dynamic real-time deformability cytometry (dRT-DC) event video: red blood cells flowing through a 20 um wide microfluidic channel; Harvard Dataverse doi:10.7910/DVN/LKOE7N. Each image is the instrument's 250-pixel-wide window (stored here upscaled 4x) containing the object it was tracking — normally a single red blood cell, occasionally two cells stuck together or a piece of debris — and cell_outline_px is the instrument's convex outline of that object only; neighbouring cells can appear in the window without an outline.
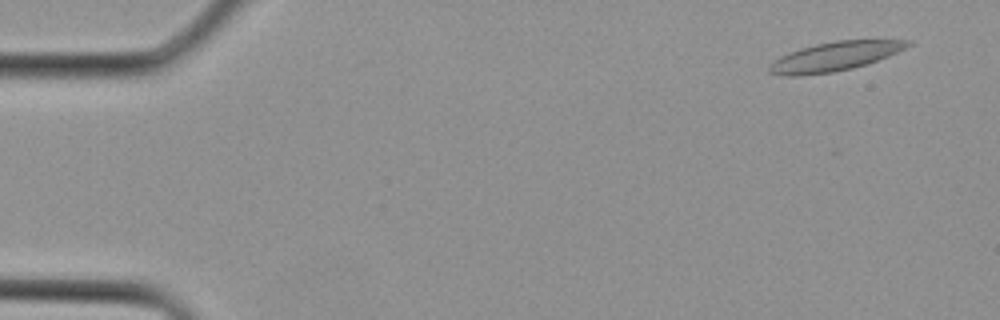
{"species": "Egyptian fruit bat (a non-hibernating species)", "species_latin": "Rousettus aegyptiacus", "temperature_condition": "cold", "stored_images_in_passage": 3, "camera_frame_rate_fps": 3000, "um_per_image_px": 0.085, "animal": {"sex": "female"}, "frame": {"image": 1, "passage_image": 1, "time_ms": 0.0, "image_size_px": [1000, 320], "cell_outline_px": [[912, 44], [888, 56], [868, 64], [852, 68], [832, 72], [800, 76], [780, 76], [768, 72], [768, 64], [780, 56], [800, 48], [816, 44], [836, 40], [912, 40]], "centroid_in_image_um": [70.9, 4.81], "position_along_channel_um": 14.1, "area_um2": 23.52}}
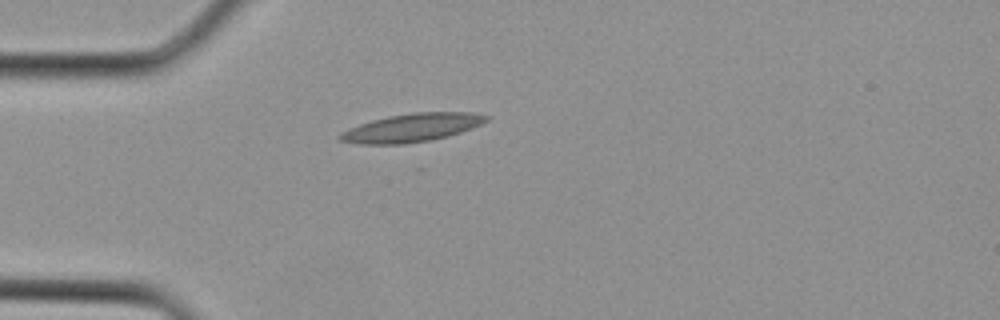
{"frame": {"image": 2, "passage_image": 3, "time_ms": 0.667, "image_size_px": [1000, 320], "cell_outline_px": [[492, 116], [488, 120], [472, 128], [448, 136], [432, 140], [404, 144], [360, 144], [340, 140], [336, 136], [340, 132], [360, 124], [372, 120], [388, 116], [412, 112], [472, 112]], "centroid_in_image_um": [35.02, 10.85], "position_along_channel_um": 50.0, "area_um2": 24.22}}